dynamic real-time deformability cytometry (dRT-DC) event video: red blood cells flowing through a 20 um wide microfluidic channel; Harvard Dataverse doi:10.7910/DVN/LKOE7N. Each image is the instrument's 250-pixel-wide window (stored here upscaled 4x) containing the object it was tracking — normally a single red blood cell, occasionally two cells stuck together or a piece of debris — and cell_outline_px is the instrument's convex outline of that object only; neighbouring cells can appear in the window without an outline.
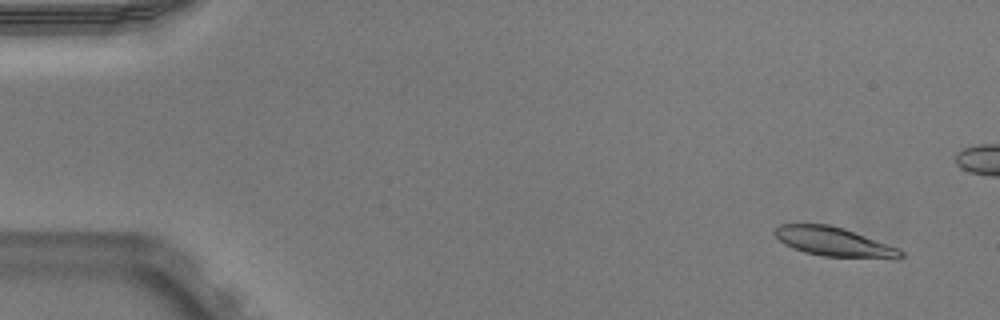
{"species": "Egyptian fruit bat (a non-hibernating species)", "species_latin": "Rousettus aegyptiacus", "temperature_condition": "warm", "stored_images_in_passage": 50, "camera_frame_rate_fps": 3000, "um_per_image_px": 0.085, "animal": {"sex": "male"}, "frame": {"image": 1, "passage_image": 1, "time_ms": 0.0, "image_size_px": [1000, 320], "cell_outline_px": [[904, 256], [900, 260], [892, 260], [820, 256], [804, 252], [784, 244], [772, 232], [780, 224], [828, 224], [844, 228], [900, 248], [904, 252]], "centroid_in_image_um": [70.99, 20.59], "position_along_channel_um": 14.0, "area_um2": 22.02}}
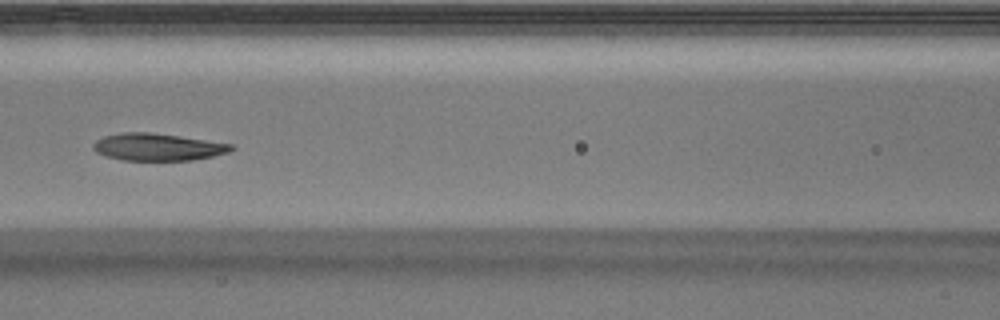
{"frame": {"image": 2, "passage_image": 21, "time_ms": 6.667, "image_size_px": [1000, 320], "cell_outline_px": [[236, 148], [228, 152], [212, 156], [192, 160], [124, 160], [108, 156], [96, 152], [92, 148], [92, 144], [96, 140], [104, 136], [120, 132], [148, 132], [180, 136], [232, 144]], "centroid_in_image_um": [13.39, 12.49], "position_along_channel_um": 153.2, "area_um2": 21.79}}
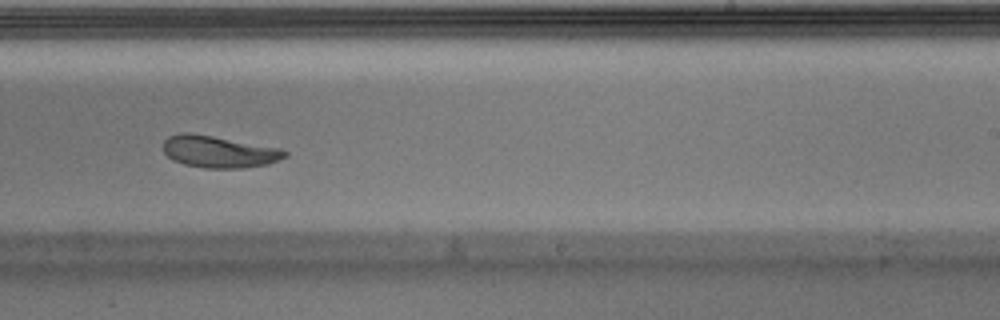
{"frame": {"image": 3, "passage_image": 30, "time_ms": 9.667, "image_size_px": [1000, 320], "cell_outline_px": [[288, 156], [268, 164], [244, 168], [204, 168], [184, 164], [172, 160], [164, 152], [164, 140], [168, 136], [180, 132], [188, 132], [212, 136], [280, 148], [288, 152]], "centroid_in_image_um": [18.6, 12.9], "position_along_channel_um": 270.4, "area_um2": 22.6}, "authors_computed_cell_mechanics": {"area_um2": 22.8021, "velocity_mm_per_s": 3.9154, "shape_relaxation_time_tau1_ms": 3.184, "shape_relaxation_time_tau2_ms": 2.0302, "deformation_change_tau1": 0.1488, "deformation_change_tau2": 0.0831}}